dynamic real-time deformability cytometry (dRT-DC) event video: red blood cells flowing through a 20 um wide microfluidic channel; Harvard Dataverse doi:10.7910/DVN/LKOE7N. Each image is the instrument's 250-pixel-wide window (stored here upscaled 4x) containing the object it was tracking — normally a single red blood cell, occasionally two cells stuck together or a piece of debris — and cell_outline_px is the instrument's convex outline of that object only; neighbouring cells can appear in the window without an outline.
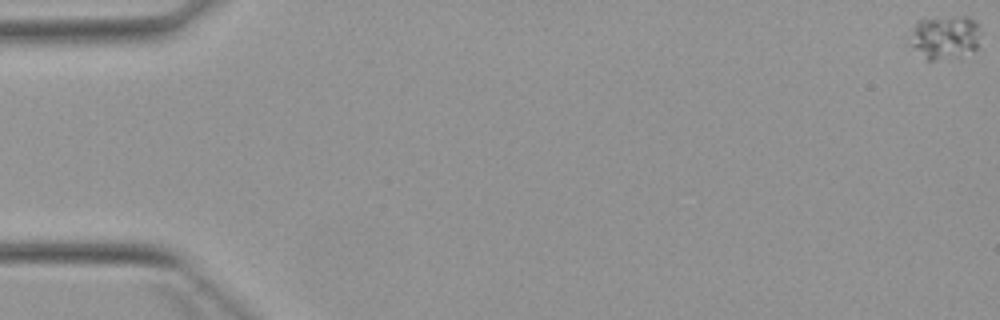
{"species": "Egyptian fruit bat (a non-hibernating species)", "species_latin": "Rousettus aegyptiacus", "temperature_condition": "warm", "stored_images_in_passage": 6, "camera_frame_rate_fps": 3000, "um_per_image_px": 0.085, "animal": {"sex": "female"}, "frame": {"image": 1, "passage_image": 1, "time_ms": 0.0, "image_size_px": [1000, 320], "cell_outline_px": [[980, 48], [956, 56], [932, 60], [928, 60], [908, 44], [908, 36], [916, 20], [952, 16], [964, 16], [972, 20], [980, 28]], "centroid_in_image_um": [80.28, 3.14], "position_along_channel_um": 4.7, "area_um2": 18.21}}
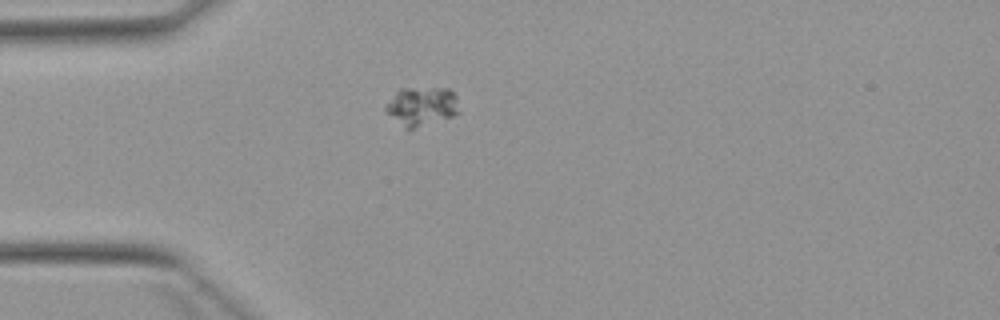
{"frame": {"image": 2, "passage_image": 5, "time_ms": 5.0, "image_size_px": [1000, 320], "cell_outline_px": [[460, 112], [452, 116], [412, 128], [404, 128], [384, 112], [384, 104], [400, 88], [448, 88], [456, 96]], "centroid_in_image_um": [35.8, 9.01], "position_along_channel_um": 49.2, "area_um2": 16.65}}